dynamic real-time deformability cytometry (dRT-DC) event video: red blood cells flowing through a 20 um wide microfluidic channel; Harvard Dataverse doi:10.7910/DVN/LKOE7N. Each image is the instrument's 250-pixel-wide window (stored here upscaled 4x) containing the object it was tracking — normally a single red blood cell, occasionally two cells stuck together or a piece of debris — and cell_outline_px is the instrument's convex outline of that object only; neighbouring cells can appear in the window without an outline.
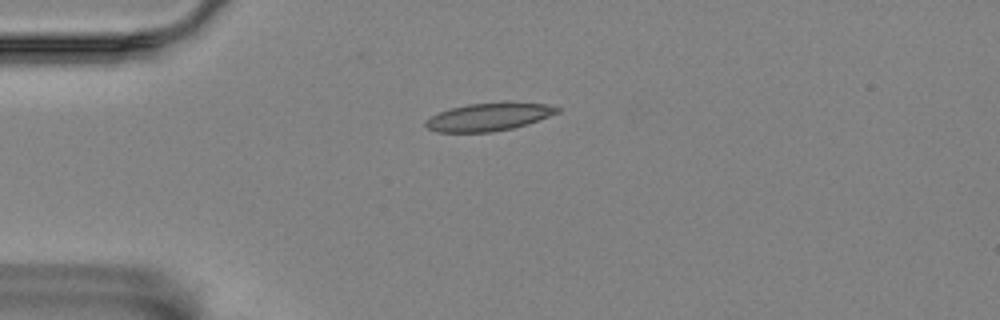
{"species": "Egyptian fruit bat (a non-hibernating species)", "species_latin": "Rousettus aegyptiacus", "temperature_condition": "room temperature", "stored_images_in_passage": 7, "camera_frame_rate_fps": 3000, "um_per_image_px": 0.085, "animal": {"sex": "female"}, "frame": {"image": 1, "passage_image": 3, "time_ms": 0.667, "image_size_px": [1000, 320], "cell_outline_px": [[560, 112], [512, 128], [492, 132], [436, 132], [428, 128], [424, 124], [424, 120], [440, 112], [452, 108], [468, 104], [504, 100], [508, 100], [548, 104], [560, 108]], "centroid_in_image_um": [41.56, 9.9], "position_along_channel_um": 43.4, "area_um2": 21.68}}
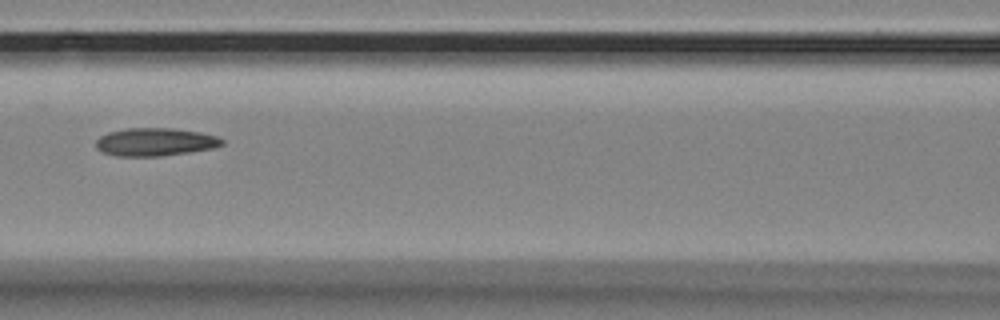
{"frame": {"image": 2, "passage_image": 6, "time_ms": 1.667, "image_size_px": [1000, 320], "cell_outline_px": [[224, 144], [212, 148], [188, 152], [160, 156], [116, 156], [104, 152], [96, 148], [96, 140], [100, 136], [108, 132], [124, 128], [172, 128], [200, 132], [216, 136], [224, 140]], "centroid_in_image_um": [13.17, 12.06], "position_along_channel_um": 153.4, "area_um2": 20.52}}
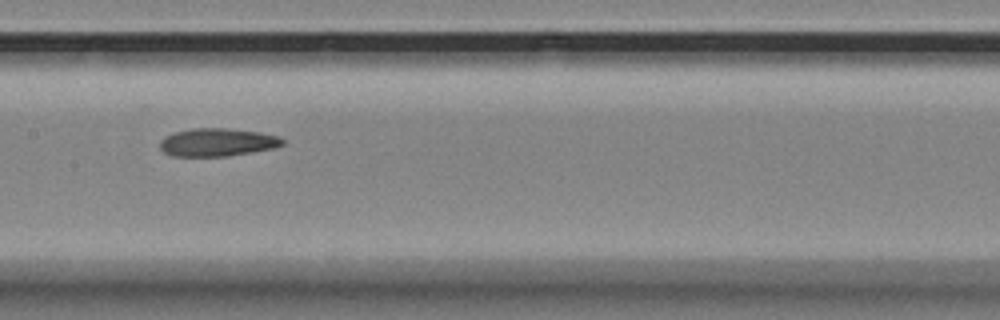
{"frame": {"image": 3, "passage_image": 7, "time_ms": 2.0, "image_size_px": [1000, 320], "cell_outline_px": [[284, 144], [272, 148], [228, 156], [172, 156], [164, 152], [160, 148], [160, 140], [164, 136], [176, 132], [192, 128], [228, 128], [260, 132], [280, 136], [284, 140]], "centroid_in_image_um": [18.46, 12.09], "position_along_channel_um": 188.9, "area_um2": 20.0}}